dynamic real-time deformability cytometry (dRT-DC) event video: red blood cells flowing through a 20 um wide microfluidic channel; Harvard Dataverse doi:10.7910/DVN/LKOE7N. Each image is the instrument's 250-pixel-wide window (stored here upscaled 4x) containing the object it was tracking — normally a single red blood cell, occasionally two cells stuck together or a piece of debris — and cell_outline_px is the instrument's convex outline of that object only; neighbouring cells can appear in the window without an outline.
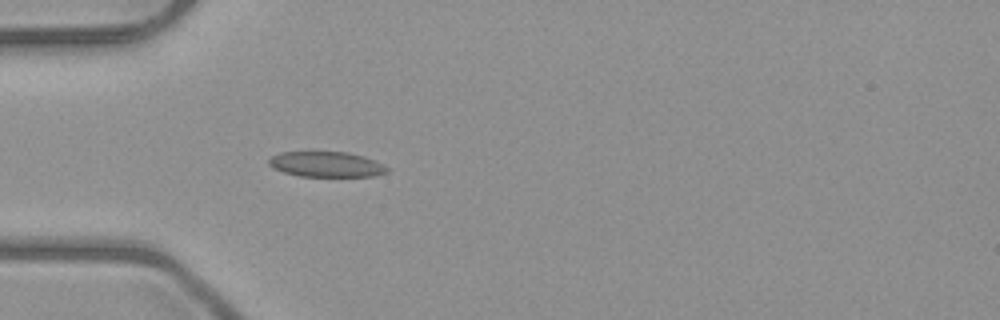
{"species": "common noctule bat (a hibernating species)", "species_latin": "Nyctalus noctula", "temperature_condition": "room temperature", "stored_images_in_passage": 4, "camera_frame_rate_fps": 3000, "um_per_image_px": 0.085, "animal": {"sex": "male", "body_mass_g": 23.1, "forearm_length_mm": 52.7}, "frame": {"image": 1, "passage_image": 4, "time_ms": 4.333, "image_size_px": [1000, 320], "cell_outline_px": [[388, 172], [372, 176], [300, 176], [284, 172], [272, 168], [268, 164], [268, 160], [272, 156], [280, 152], [348, 152], [364, 156], [384, 164], [388, 168]], "centroid_in_image_um": [27.73, 13.96], "position_along_channel_um": 57.3, "area_um2": 17.46}}